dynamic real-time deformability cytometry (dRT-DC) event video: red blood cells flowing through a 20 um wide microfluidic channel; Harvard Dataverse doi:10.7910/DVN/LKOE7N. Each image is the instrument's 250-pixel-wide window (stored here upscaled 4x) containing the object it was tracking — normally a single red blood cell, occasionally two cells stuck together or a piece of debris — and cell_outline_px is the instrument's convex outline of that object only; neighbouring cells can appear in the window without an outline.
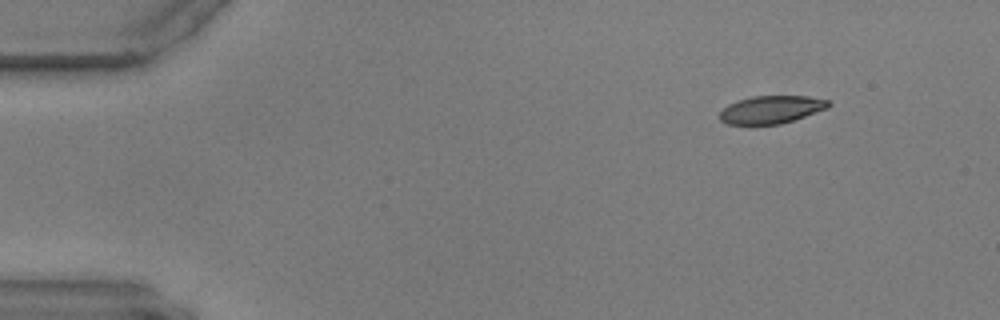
{"species": "common noctule bat (a hibernating species)", "species_latin": "Nyctalus noctula", "temperature_condition": "warm", "stored_images_in_passage": 53, "camera_frame_rate_fps": 3000, "um_per_image_px": 0.085, "animal": {"sex": "male", "body_mass_g": 17.9, "forearm_length_mm": 54.2}, "frame": {"image": 1, "passage_image": 1, "time_ms": 0.0, "image_size_px": [1000, 320], "cell_outline_px": [[832, 104], [828, 108], [780, 124], [728, 124], [720, 120], [720, 112], [728, 104], [752, 96], [808, 96], [828, 100]], "centroid_in_image_um": [65.57, 9.3], "position_along_channel_um": 19.4, "area_um2": 17.4}}
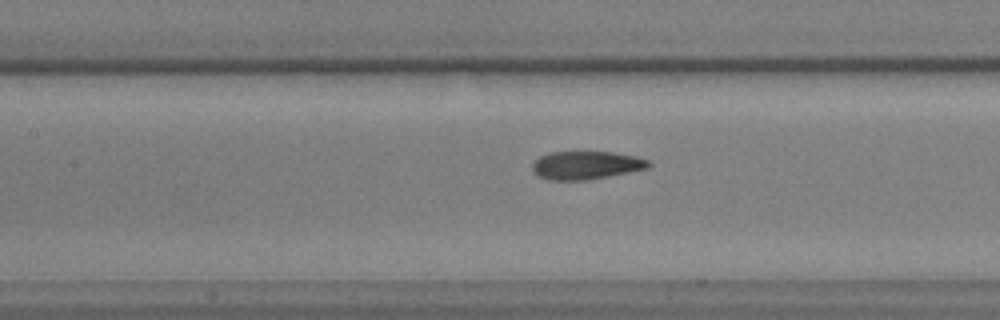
{"frame": {"image": 2, "passage_image": 21, "time_ms": 6.667, "image_size_px": [1000, 320], "cell_outline_px": [[652, 164], [648, 168], [588, 180], [548, 180], [536, 176], [532, 172], [532, 164], [540, 156], [552, 152], [612, 152], [636, 156], [648, 160]], "centroid_in_image_um": [49.79, 14.05], "position_along_channel_um": 157.6, "area_um2": 19.13}}
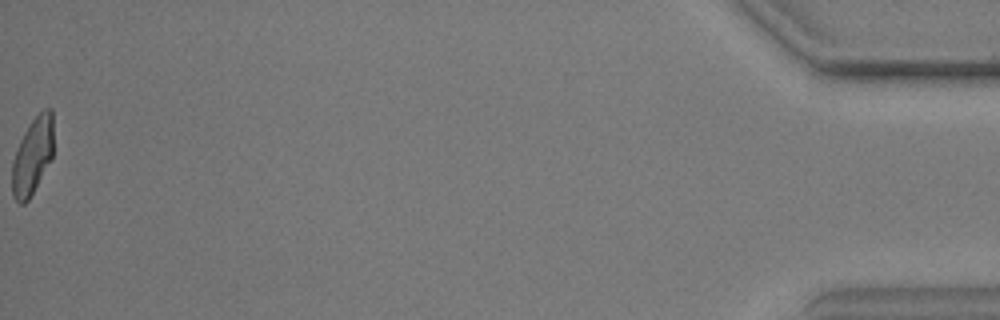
{"frame": {"image": 3, "passage_image": 53, "time_ms": 17.333, "image_size_px": [1000, 320], "cell_outline_px": [[52, 156], [28, 200], [24, 204], [20, 204], [12, 196], [12, 160], [20, 140], [24, 132], [32, 120], [44, 108], [52, 108]], "centroid_in_image_um": [2.74, 13.25], "position_along_channel_um": 432.5, "area_um2": 18.15}}